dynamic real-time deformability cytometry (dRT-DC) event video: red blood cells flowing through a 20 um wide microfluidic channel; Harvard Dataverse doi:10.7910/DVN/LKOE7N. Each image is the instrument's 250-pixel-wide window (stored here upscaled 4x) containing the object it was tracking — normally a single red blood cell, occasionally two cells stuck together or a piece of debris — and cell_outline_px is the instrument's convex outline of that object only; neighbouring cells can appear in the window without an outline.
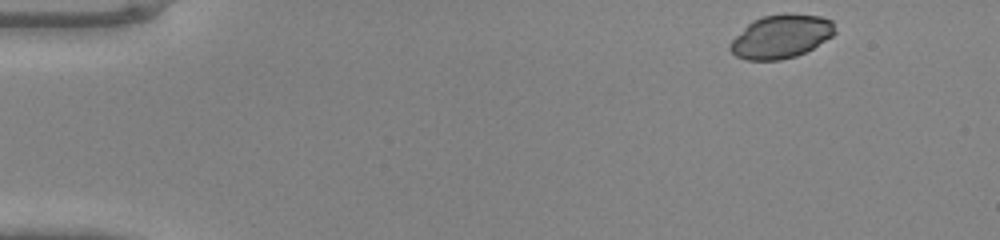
{"species": "common noctule bat (a hibernating species)", "species_latin": "Nyctalus noctula", "temperature_condition": "warm", "stored_images_in_passage": 44, "camera_frame_rate_fps": 3000, "um_per_image_px": 0.085, "animal": {"sex": "male", "body_mass_g": 20.0, "forearm_length_mm": 53.3}, "frame": {"image": 1, "passage_image": 1, "time_ms": 0.0, "image_size_px": [1000, 240], "cell_outline_px": [[836, 32], [832, 36], [812, 48], [796, 56], [780, 60], [748, 60], [736, 56], [728, 48], [728, 44], [752, 20], [764, 16], [820, 16], [832, 20]], "centroid_in_image_um": [66.36, 3.14], "position_along_channel_um": 18.6, "area_um2": 25.78}}